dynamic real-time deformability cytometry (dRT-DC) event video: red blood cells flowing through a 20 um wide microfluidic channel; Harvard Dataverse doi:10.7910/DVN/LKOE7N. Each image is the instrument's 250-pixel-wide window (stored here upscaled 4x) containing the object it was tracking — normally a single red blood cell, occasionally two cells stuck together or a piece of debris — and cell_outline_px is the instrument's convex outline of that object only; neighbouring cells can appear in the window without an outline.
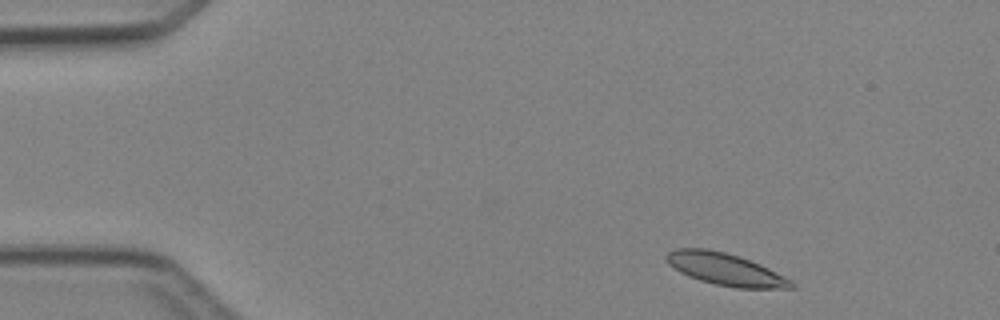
{"species": "Egyptian fruit bat (a non-hibernating species)", "species_latin": "Rousettus aegyptiacus", "temperature_condition": "cold", "stored_images_in_passage": 3, "camera_frame_rate_fps": 3000, "um_per_image_px": 0.085, "animal": {"sex": "female"}, "frame": {"image": 1, "passage_image": 1, "time_ms": 0.0, "image_size_px": [1000, 320], "cell_outline_px": [[796, 288], [736, 288], [716, 284], [700, 280], [688, 276], [680, 272], [668, 264], [664, 256], [668, 252], [676, 248], [708, 248], [740, 256], [760, 264], [792, 280], [796, 284]], "centroid_in_image_um": [61.65, 22.88], "position_along_channel_um": 23.3, "area_um2": 23.47}}